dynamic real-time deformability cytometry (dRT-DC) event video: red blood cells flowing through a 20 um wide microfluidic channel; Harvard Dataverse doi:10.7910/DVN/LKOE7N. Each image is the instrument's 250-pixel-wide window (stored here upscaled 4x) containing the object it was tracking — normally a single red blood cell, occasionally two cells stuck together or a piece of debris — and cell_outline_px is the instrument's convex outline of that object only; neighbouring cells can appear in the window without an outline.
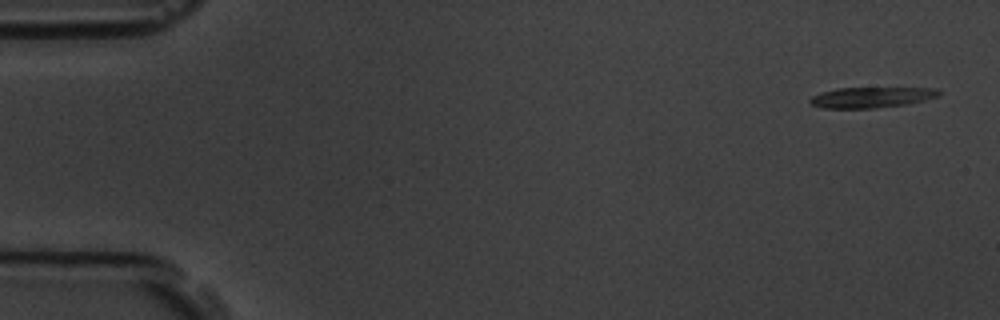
{"species": "common noctule bat (a hibernating species)", "species_latin": "Nyctalus noctula", "temperature_condition": "room temperature", "stored_images_in_passage": 4, "camera_frame_rate_fps": 3000, "um_per_image_px": 0.085, "animal": {"sex": "male", "body_mass_g": 19.5, "forearm_length_mm": 54.6}, "frame": {"image": 1, "passage_image": 1, "time_ms": 0.0, "image_size_px": [1000, 320], "cell_outline_px": [[940, 96], [908, 104], [876, 108], [824, 108], [812, 104], [808, 100], [812, 96], [820, 92], [836, 88], [936, 88], [940, 92]], "centroid_in_image_um": [74.07, 8.27], "position_along_channel_um": 10.9, "area_um2": 15.49}}
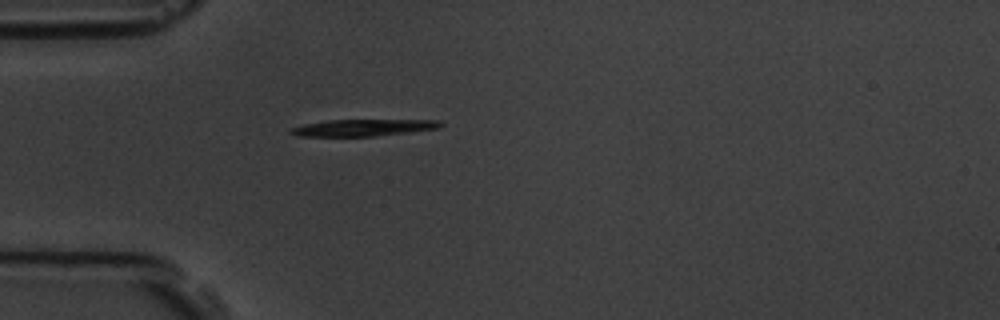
{"frame": {"image": 2, "passage_image": 4, "time_ms": 4.333, "image_size_px": [1000, 320], "cell_outline_px": [[444, 124], [440, 128], [376, 136], [296, 136], [288, 132], [292, 128], [304, 124], [328, 120], [440, 120]], "centroid_in_image_um": [30.88, 10.85], "position_along_channel_um": 54.1, "area_um2": 14.57}}